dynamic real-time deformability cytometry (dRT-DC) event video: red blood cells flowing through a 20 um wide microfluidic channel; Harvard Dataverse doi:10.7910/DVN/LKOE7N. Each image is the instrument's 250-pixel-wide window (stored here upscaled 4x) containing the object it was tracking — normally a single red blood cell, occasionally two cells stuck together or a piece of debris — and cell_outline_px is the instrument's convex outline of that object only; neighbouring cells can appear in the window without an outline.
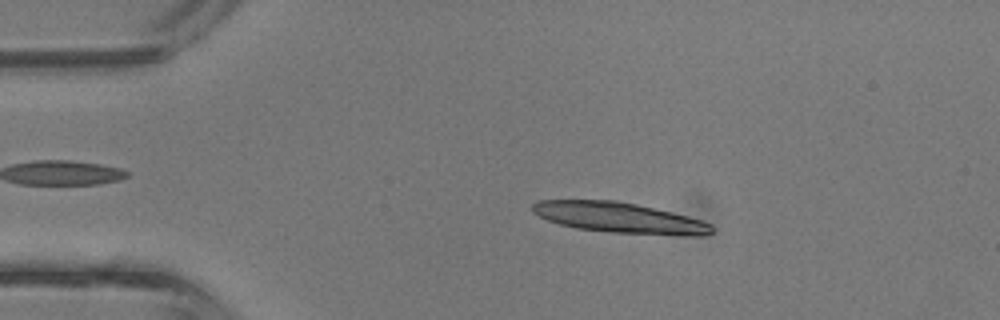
{"species": "common noctule bat (a hibernating species)", "species_latin": "Nyctalus noctula", "temperature_condition": "room temperature", "stored_images_in_passage": 41, "segment_of_instrument_passage": [1, 2], "camera_frame_rate_fps": 3000, "um_per_image_px": 0.085, "animal": {"sex": "male", "body_mass_g": 13.3}, "frame": {"image": 1, "passage_image": 8, "time_ms": 2.333, "image_size_px": [1000, 320], "cell_outline_px": [[712, 232], [704, 236], [684, 236], [612, 232], [576, 228], [560, 224], [548, 220], [532, 212], [532, 204], [536, 200], [616, 200], [636, 204], [672, 212], [688, 216], [712, 224]], "centroid_in_image_um": [52.66, 18.5], "position_along_channel_um": 32.3, "area_um2": 31.91}}